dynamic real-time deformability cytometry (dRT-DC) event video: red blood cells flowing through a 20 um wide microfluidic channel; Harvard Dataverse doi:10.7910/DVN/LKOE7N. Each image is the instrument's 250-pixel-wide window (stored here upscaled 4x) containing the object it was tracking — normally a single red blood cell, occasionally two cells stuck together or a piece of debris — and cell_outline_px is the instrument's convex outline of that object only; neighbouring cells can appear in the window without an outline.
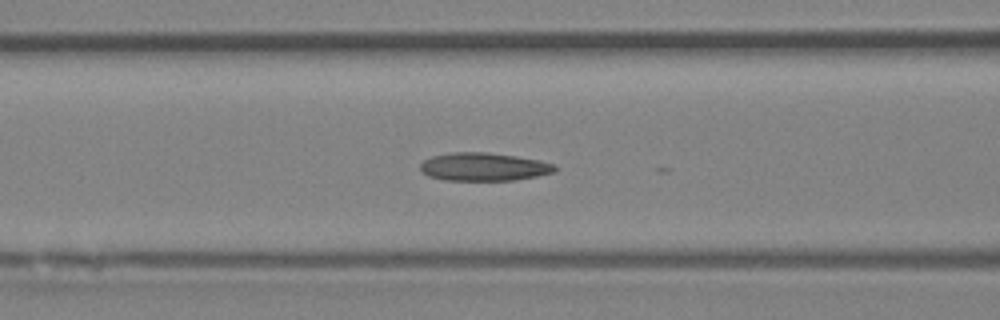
{"species": "Egyptian fruit bat (a non-hibernating species)", "species_latin": "Rousettus aegyptiacus", "temperature_condition": "room temperature", "stored_images_in_passage": 28, "camera_frame_rate_fps": 3000, "um_per_image_px": 0.085, "animal": {"sex": "female"}, "frame": {"image": 1, "passage_image": 20, "time_ms": 6.333, "image_size_px": [1000, 320], "cell_outline_px": [[556, 172], [536, 176], [512, 180], [444, 180], [428, 176], [420, 172], [420, 164], [424, 160], [432, 156], [452, 152], [488, 152], [516, 156], [540, 160], [556, 164]], "centroid_in_image_um": [41.11, 14.17], "position_along_channel_um": 125.5, "area_um2": 22.2}}
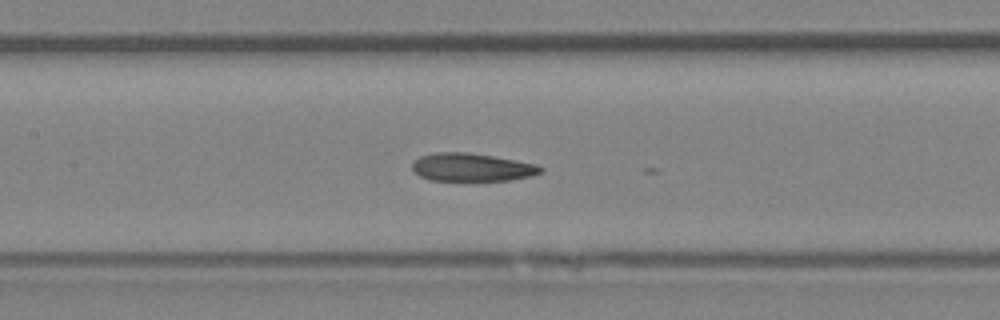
{"frame": {"image": 2, "passage_image": 23, "time_ms": 7.333, "image_size_px": [1000, 320], "cell_outline_px": [[544, 172], [532, 176], [512, 180], [428, 180], [420, 176], [412, 168], [412, 160], [420, 156], [436, 152], [468, 152], [492, 156], [536, 164], [544, 168]], "centroid_in_image_um": [40.11, 14.22], "position_along_channel_um": 167.3, "area_um2": 21.04}}